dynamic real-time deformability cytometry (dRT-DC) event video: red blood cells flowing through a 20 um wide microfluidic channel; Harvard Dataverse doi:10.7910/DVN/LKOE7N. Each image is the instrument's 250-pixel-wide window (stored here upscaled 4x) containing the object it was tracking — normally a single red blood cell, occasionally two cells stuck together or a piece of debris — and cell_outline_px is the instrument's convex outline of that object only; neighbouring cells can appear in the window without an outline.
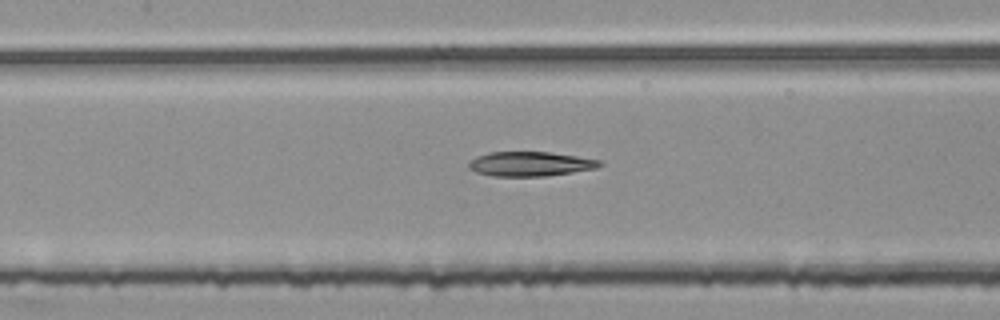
{"species": "common noctule bat (a hibernating species)", "species_latin": "Nyctalus noctula", "temperature_condition": "room temperature", "stored_images_in_passage": 6, "camera_frame_rate_fps": 3000, "um_per_image_px": 0.085, "animal": {"sex": "female", "body_mass_g": 25.1}, "frame": {"image": 1, "passage_image": 6, "time_ms": 1.667, "image_size_px": [1000, 320], "cell_outline_px": [[604, 164], [596, 168], [548, 176], [492, 176], [476, 172], [468, 168], [468, 164], [476, 156], [488, 152], [552, 152], [600, 160]], "centroid_in_image_um": [45.06, 13.93], "position_along_channel_um": 162.3, "area_um2": 18.73}}